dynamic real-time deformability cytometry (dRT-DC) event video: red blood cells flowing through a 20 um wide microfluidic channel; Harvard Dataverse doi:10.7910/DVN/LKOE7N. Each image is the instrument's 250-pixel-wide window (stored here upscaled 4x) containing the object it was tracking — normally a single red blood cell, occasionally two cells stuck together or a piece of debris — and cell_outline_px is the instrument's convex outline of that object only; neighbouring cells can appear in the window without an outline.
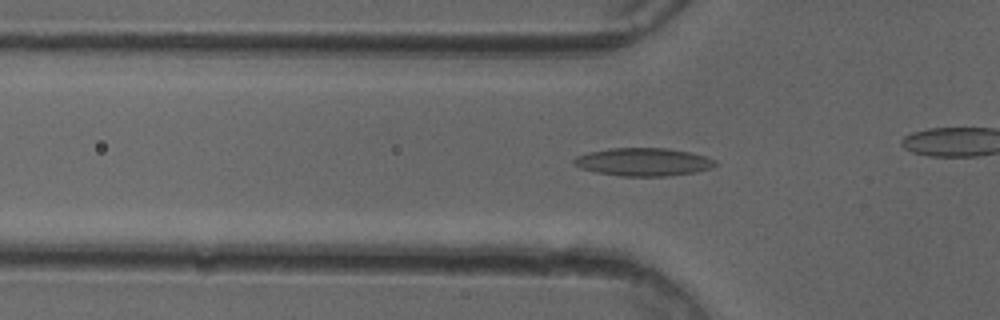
{"species": "common noctule bat (a hibernating species)", "species_latin": "Nyctalus noctula", "temperature_condition": "cold", "stored_images_in_passage": 40, "camera_frame_rate_fps": 3000, "um_per_image_px": 0.085, "animal": {"sex": "female"}, "frame": {"image": 1, "passage_image": 17, "time_ms": 5.333, "image_size_px": [1000, 320], "cell_outline_px": [[720, 164], [712, 168], [696, 172], [664, 176], [620, 176], [596, 172], [580, 168], [572, 164], [572, 160], [576, 156], [588, 152], [608, 148], [668, 148], [692, 152], [716, 160]], "centroid_in_image_um": [54.69, 13.76], "position_along_channel_um": 71.1, "area_um2": 23.35}}
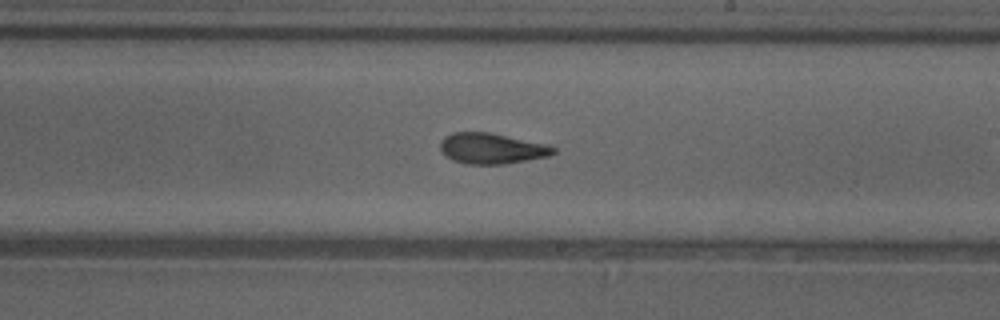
{"frame": {"image": 2, "passage_image": 30, "time_ms": 9.667, "image_size_px": [1000, 320], "cell_outline_px": [[556, 152], [548, 156], [504, 164], [464, 164], [452, 160], [440, 152], [440, 140], [444, 136], [452, 132], [488, 132], [552, 144], [556, 148]], "centroid_in_image_um": [41.79, 12.61], "position_along_channel_um": 247.2, "area_um2": 20.63}}
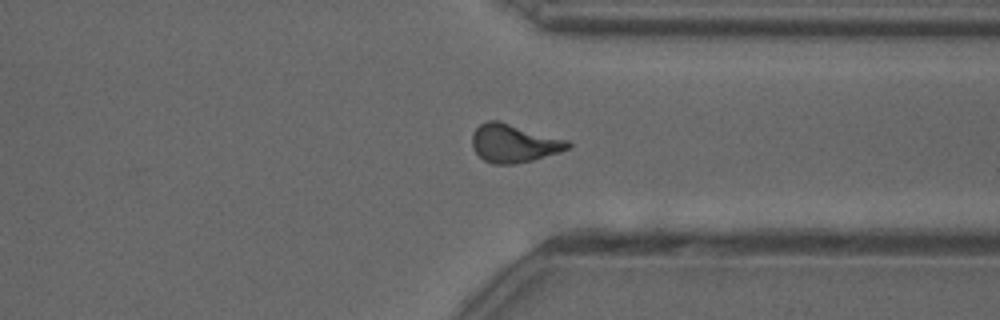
{"frame": {"image": 3, "passage_image": 39, "time_ms": 12.667, "image_size_px": [1000, 320], "cell_outline_px": [[572, 144], [568, 148], [560, 152], [532, 160], [516, 164], [492, 164], [484, 160], [472, 148], [472, 136], [476, 128], [480, 124], [488, 120], [496, 120], [568, 140]], "centroid_in_image_um": [43.66, 12.19], "position_along_channel_um": 367.7, "area_um2": 21.15}}